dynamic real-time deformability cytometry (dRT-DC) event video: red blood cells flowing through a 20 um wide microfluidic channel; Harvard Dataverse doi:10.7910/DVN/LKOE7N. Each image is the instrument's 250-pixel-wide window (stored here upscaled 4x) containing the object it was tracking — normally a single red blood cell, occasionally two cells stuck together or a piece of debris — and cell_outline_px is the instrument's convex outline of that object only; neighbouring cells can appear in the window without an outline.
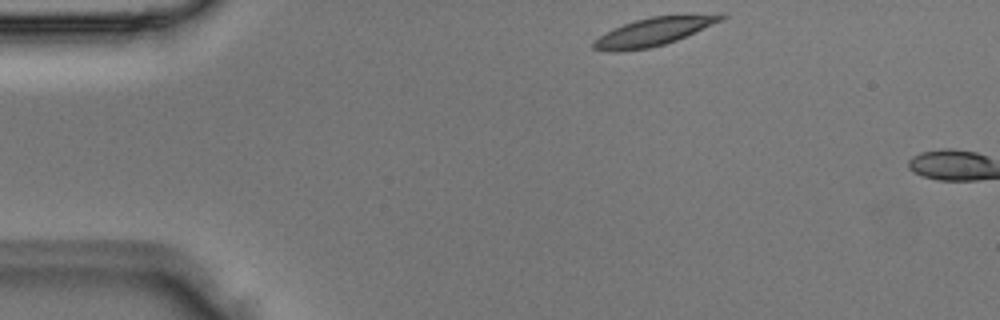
{"species": "Egyptian fruit bat (a non-hibernating species)", "species_latin": "Rousettus aegyptiacus", "temperature_condition": "room temperature", "stored_images_in_passage": 2, "camera_frame_rate_fps": 3000, "um_per_image_px": 0.085, "animal": {"sex": "male"}, "frame": {"image": 1, "passage_image": 1, "time_ms": 0.0, "image_size_px": [1000, 320], "cell_outline_px": [[728, 16], [720, 20], [676, 40], [664, 44], [648, 48], [616, 52], [608, 52], [592, 48], [592, 40], [612, 28], [636, 20], [652, 16]], "centroid_in_image_um": [55.31, 2.75], "position_along_channel_um": 29.7, "area_um2": 19.94}}